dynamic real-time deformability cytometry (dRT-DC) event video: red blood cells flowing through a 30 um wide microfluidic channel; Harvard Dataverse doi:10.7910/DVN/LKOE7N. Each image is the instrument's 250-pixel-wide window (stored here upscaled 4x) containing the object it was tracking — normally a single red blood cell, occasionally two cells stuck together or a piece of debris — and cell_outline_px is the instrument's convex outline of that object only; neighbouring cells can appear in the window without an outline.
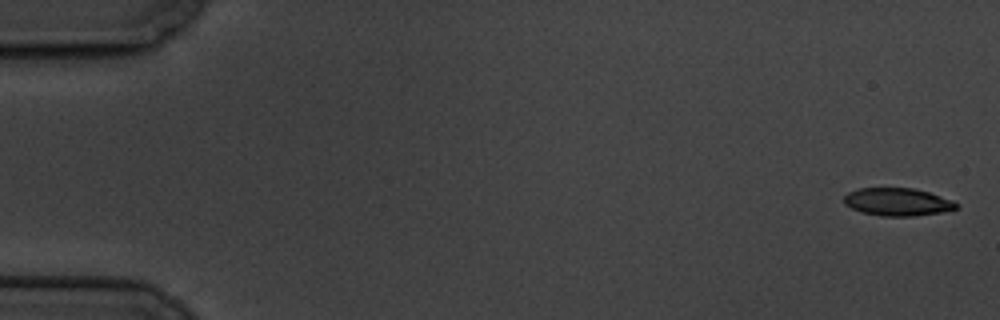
{"species": "common noctule bat (a hibernating species)", "species_latin": "Nyctalus noctula", "temperature_condition": "cold", "stored_images_in_passage": 6, "camera_frame_rate_fps": 3000, "um_per_image_px": 0.085, "animal": {"sex": "male", "body_mass_g": 19.5, "forearm_length_mm": 54.6}, "frame": {"image": 1, "passage_image": 1, "time_ms": 0.0, "image_size_px": [1000, 320], "cell_outline_px": [[956, 208], [940, 212], [916, 216], [880, 216], [860, 212], [844, 204], [844, 196], [848, 192], [860, 188], [912, 188], [928, 192], [952, 200], [956, 204]], "centroid_in_image_um": [76.23, 17.16], "position_along_channel_um": 8.8, "area_um2": 18.03}}
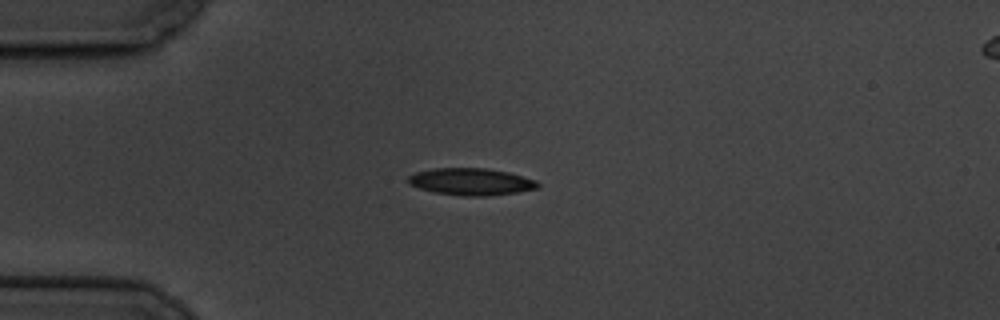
{"frame": {"image": 2, "passage_image": 5, "time_ms": 4.667, "image_size_px": [1000, 320], "cell_outline_px": [[540, 188], [520, 192], [488, 196], [460, 196], [436, 192], [420, 188], [408, 184], [404, 180], [408, 176], [416, 172], [432, 168], [488, 168], [508, 172], [536, 180], [540, 184]], "centroid_in_image_um": [40.04, 15.44], "position_along_channel_um": 45.0, "area_um2": 20.69}}